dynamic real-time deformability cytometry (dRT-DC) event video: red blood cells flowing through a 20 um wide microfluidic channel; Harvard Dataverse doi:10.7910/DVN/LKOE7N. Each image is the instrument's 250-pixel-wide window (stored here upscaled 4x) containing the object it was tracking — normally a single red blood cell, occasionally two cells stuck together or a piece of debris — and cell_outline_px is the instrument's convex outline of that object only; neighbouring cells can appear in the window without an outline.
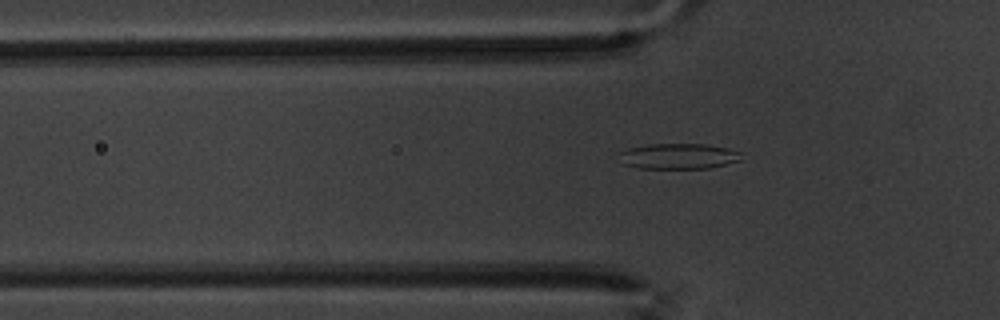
{"species": "common noctule bat (a hibernating species)", "species_latin": "Nyctalus noctula", "temperature_condition": "warm", "stored_images_in_passage": 60, "camera_frame_rate_fps": 3000, "um_per_image_px": 0.085, "animal": {"sex": "male", "body_mass_g": 20.1, "forearm_length_mm": 53.5}, "frame": {"image": 1, "passage_image": 20, "time_ms": 6.333, "image_size_px": [1000, 320], "cell_outline_px": [[740, 160], [708, 168], [640, 168], [624, 164], [620, 152], [628, 148], [648, 144], [704, 144], [728, 148], [740, 152]], "centroid_in_image_um": [57.67, 13.27], "position_along_channel_um": 68.1, "area_um2": 17.86}}
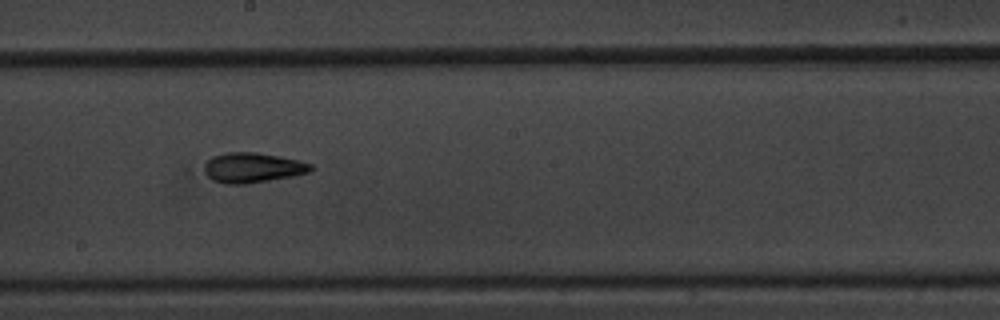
{"frame": {"image": 2, "passage_image": 34, "time_ms": 11.0, "image_size_px": [1000, 320], "cell_outline_px": [[316, 168], [308, 172], [292, 176], [244, 184], [224, 184], [212, 180], [204, 172], [204, 164], [212, 156], [228, 152], [256, 152], [296, 160], [312, 164]], "centroid_in_image_um": [21.44, 14.25], "position_along_channel_um": 226.8, "area_um2": 18.5}}
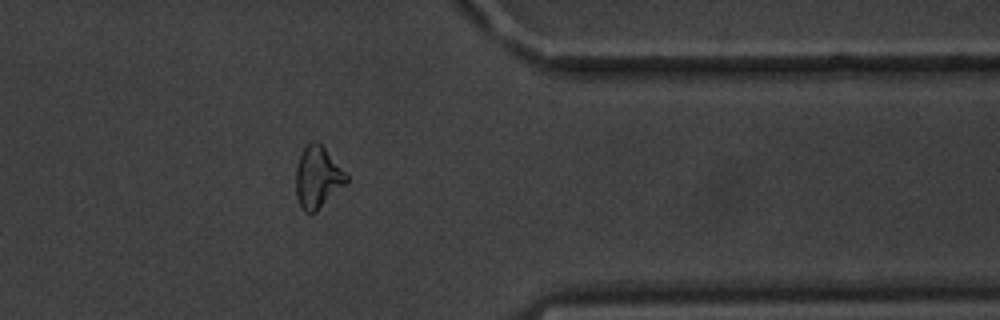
{"frame": {"image": 3, "passage_image": 49, "time_ms": 16.0, "image_size_px": [1000, 320], "cell_outline_px": [[348, 184], [316, 212], [304, 212], [300, 208], [296, 196], [296, 168], [300, 152], [312, 140], [316, 140], [324, 148], [348, 176]], "centroid_in_image_um": [26.99, 15.11], "position_along_channel_um": 384.4, "area_um2": 18.32}, "authors_computed_cell_mechanics": {"area_um2": 18.3226, "velocity_mm_per_s": 3.3906, "shape_relaxation_time_tau1_ms": 8.4074, "shape_relaxation_time_tau2_ms": 2.7936, "deformation_change_tau1": 0.2015, "deformation_change_tau2": 0.094}}